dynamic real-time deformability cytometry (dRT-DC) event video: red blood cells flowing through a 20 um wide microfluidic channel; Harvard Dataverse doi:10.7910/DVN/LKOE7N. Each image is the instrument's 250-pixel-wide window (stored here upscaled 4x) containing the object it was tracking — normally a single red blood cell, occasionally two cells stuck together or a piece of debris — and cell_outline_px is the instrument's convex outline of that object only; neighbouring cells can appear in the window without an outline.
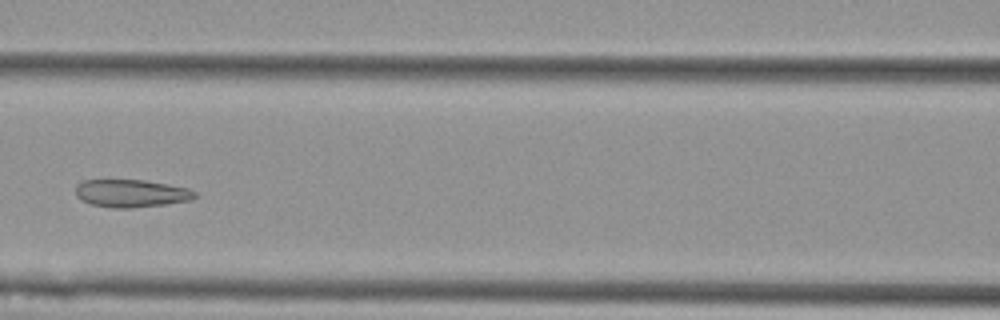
{"species": "Egyptian fruit bat (a non-hibernating species)", "species_latin": "Rousettus aegyptiacus", "temperature_condition": "cold", "stored_images_in_passage": 6, "camera_frame_rate_fps": 3000, "um_per_image_px": 0.085, "animal": {"sex": "female"}, "frame": {"image": 1, "passage_image": 6, "time_ms": 1.667, "image_size_px": [1000, 320], "cell_outline_px": [[196, 196], [192, 200], [164, 204], [132, 208], [112, 208], [92, 204], [80, 200], [76, 196], [76, 184], [84, 180], [144, 180], [168, 184], [188, 188], [196, 192]], "centroid_in_image_um": [11.14, 16.43], "position_along_channel_um": 155.5, "area_um2": 19.31}}